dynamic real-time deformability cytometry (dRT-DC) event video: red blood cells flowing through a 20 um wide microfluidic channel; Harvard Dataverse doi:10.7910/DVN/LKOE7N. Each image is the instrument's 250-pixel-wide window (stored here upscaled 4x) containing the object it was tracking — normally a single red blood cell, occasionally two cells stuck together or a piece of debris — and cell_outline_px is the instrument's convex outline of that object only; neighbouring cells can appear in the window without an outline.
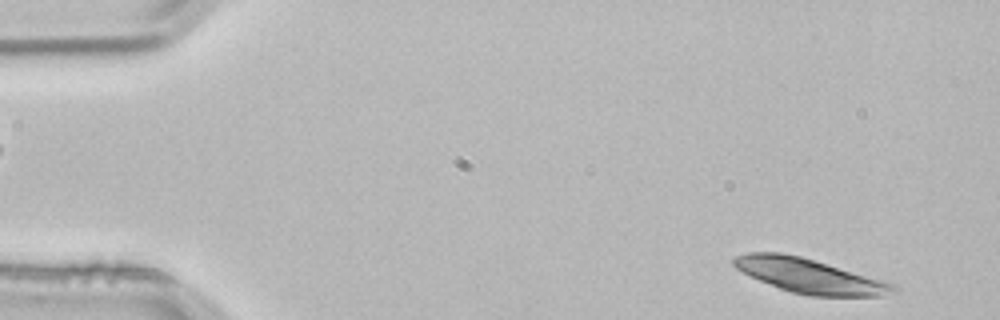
{"species": "common noctule bat (a hibernating species)", "species_latin": "Nyctalus noctula", "temperature_condition": "room temperature", "stored_images_in_passage": 3, "camera_frame_rate_fps": 3000, "um_per_image_px": 0.085, "animal": {"sex": "male", "body_mass_g": 21.5, "forearm_length_mm": 52.0}, "frame": {"image": 1, "passage_image": 1, "time_ms": 0.0, "image_size_px": [1000, 320], "cell_outline_px": [[900, 292], [884, 296], [808, 296], [792, 292], [780, 288], [760, 280], [736, 268], [732, 264], [732, 260], [736, 256], [748, 252], [780, 252], [800, 256], [884, 280], [896, 284], [900, 288]], "centroid_in_image_um": [68.9, 23.46], "position_along_channel_um": 16.1, "area_um2": 32.08}}